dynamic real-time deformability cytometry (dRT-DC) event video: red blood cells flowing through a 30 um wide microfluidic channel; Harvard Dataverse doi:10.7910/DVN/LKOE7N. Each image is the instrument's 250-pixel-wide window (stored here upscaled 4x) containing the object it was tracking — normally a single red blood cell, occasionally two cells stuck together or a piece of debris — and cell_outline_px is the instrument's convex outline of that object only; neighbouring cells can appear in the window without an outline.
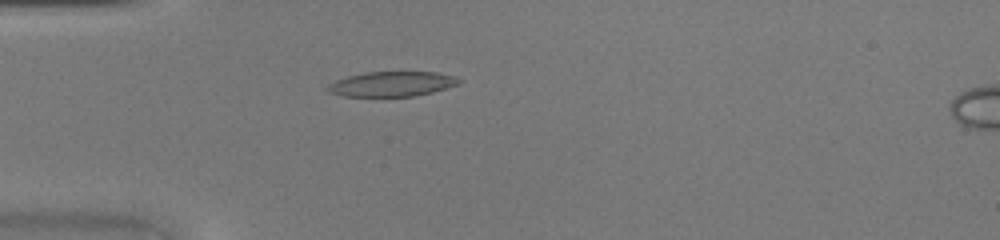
{"species": "common noctule bat (a hibernating species)", "species_latin": "Nyctalus noctula", "temperature_condition": "warm", "stored_images_in_passage": 33, "camera_frame_rate_fps": 3000, "um_per_image_px": 0.085, "animal": {"sex": "female", "body_mass_g": 20.0, "forearm_length_mm": 54.0}, "frame": {"image": 1, "passage_image": 1, "time_ms": 0.0, "image_size_px": [1000, 240], "cell_outline_px": [[464, 80], [456, 84], [432, 92], [416, 96], [340, 96], [328, 92], [324, 88], [328, 84], [336, 80], [348, 76], [364, 72], [436, 72], [456, 76]], "centroid_in_image_um": [33.27, 7.13], "position_along_channel_um": 51.7, "area_um2": 19.13}}
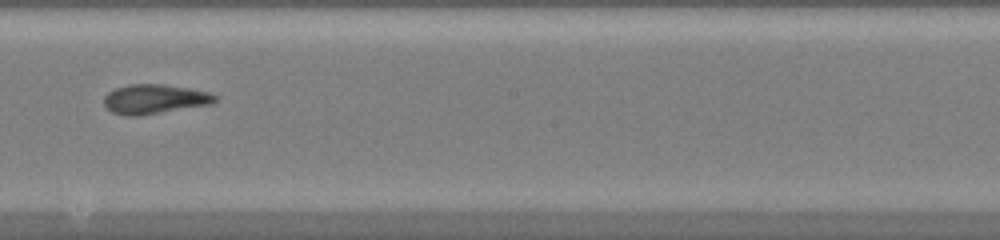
{"frame": {"image": 2, "passage_image": 14, "time_ms": 4.333, "image_size_px": [1000, 240], "cell_outline_px": [[216, 100], [212, 104], [140, 116], [128, 116], [112, 112], [104, 104], [104, 96], [108, 92], [116, 88], [128, 84], [164, 84], [188, 88], [208, 92], [216, 96]], "centroid_in_image_um": [13.12, 8.42], "position_along_channel_um": 235.1, "area_um2": 19.07}}
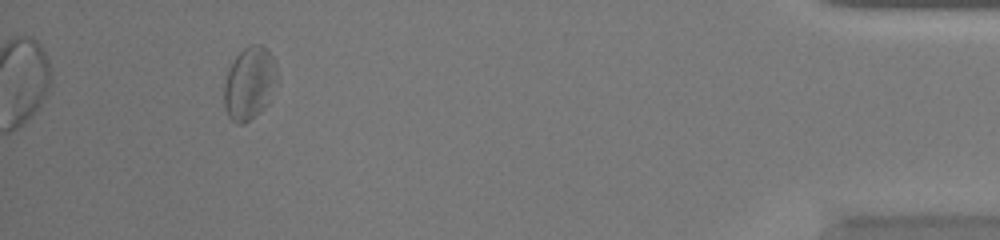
{"frame": {"image": 3, "passage_image": 30, "time_ms": 9.667, "image_size_px": [1000, 240], "cell_outline_px": [[276, 80], [268, 104], [260, 112], [244, 124], [236, 124], [228, 116], [224, 108], [224, 84], [232, 60], [244, 48], [252, 44], [260, 44], [272, 56], [276, 64]], "centroid_in_image_um": [21.18, 7.1], "position_along_channel_um": 414.0, "area_um2": 22.43}}